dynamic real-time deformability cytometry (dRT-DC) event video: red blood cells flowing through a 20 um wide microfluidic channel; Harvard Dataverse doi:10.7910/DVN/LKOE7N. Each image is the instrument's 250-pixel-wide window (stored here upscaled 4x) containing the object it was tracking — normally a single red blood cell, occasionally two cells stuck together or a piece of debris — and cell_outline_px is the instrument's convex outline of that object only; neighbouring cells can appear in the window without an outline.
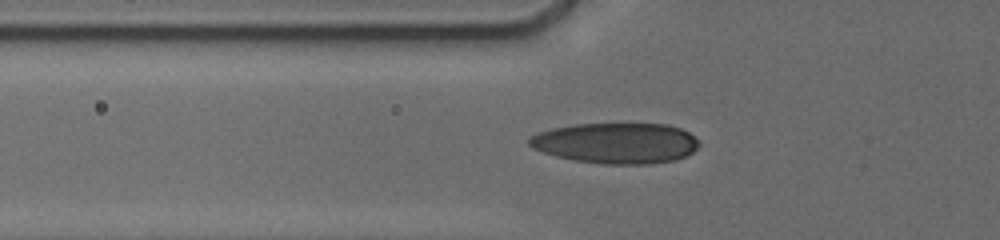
{"species": "human", "species_latin": "Homo sapiens", "temperature_condition": "cold", "stored_images_in_passage": 31, "camera_frame_rate_fps": 3000, "um_per_image_px": 0.085, "donor": {"sex": "male"}, "frame": {"image": 1, "passage_image": 3, "time_ms": 1.0, "image_size_px": [1000, 240], "cell_outline_px": [[700, 144], [692, 152], [684, 156], [672, 160], [648, 164], [604, 164], [576, 160], [544, 152], [532, 148], [528, 144], [528, 140], [536, 132], [552, 128], [576, 124], [668, 124], [680, 128], [688, 132]], "centroid_in_image_um": [52.35, 12.15], "position_along_channel_um": 73.5, "area_um2": 39.88}}
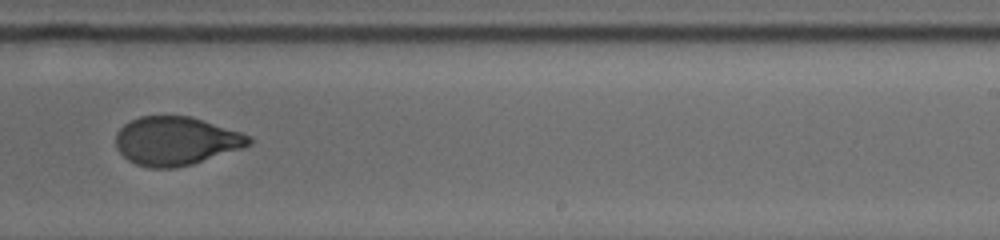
{"frame": {"image": 2, "passage_image": 17, "time_ms": 6.333, "image_size_px": [1000, 240], "cell_outline_px": [[252, 144], [192, 164], [176, 168], [148, 168], [136, 164], [128, 160], [116, 148], [116, 132], [124, 124], [140, 116], [192, 116], [240, 132], [248, 136], [252, 140]], "centroid_in_image_um": [14.92, 11.98], "position_along_channel_um": 274.1, "area_um2": 37.45}}
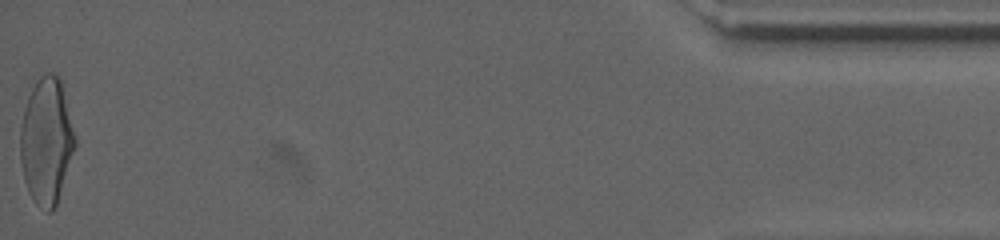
{"frame": {"image": 3, "passage_image": 31, "time_ms": 12.667, "image_size_px": [1000, 240], "cell_outline_px": [[76, 144], [56, 204], [52, 212], [48, 212], [36, 204], [32, 200], [28, 192], [24, 180], [20, 160], [20, 128], [24, 108], [28, 96], [36, 80], [44, 72], [56, 72], [60, 76], [76, 140]], "centroid_in_image_um": [3.93, 11.95], "position_along_channel_um": 431.3, "area_um2": 40.4}, "authors_computed_cell_mechanics": {"area_um2": 38.5526, "velocity_mm_per_s": 3.7744, "shape_relaxation_time_tau1_ms": 4.7632, "shape_relaxation_time_tau2_ms": 1.3005, "deformation_change_tau1": 0.1764, "deformation_change_tau2": 0.0592}}